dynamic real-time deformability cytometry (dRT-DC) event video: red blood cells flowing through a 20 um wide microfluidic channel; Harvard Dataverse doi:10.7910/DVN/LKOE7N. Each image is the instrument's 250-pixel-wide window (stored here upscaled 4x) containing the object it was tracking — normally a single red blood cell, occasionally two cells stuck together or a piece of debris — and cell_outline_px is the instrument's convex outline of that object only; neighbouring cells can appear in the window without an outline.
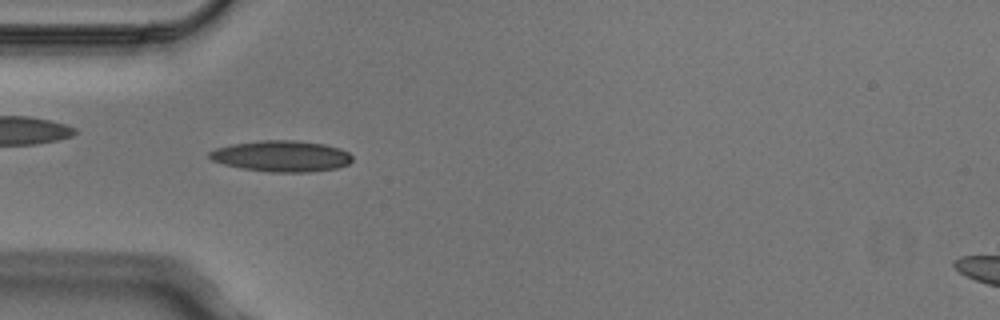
{"species": "Egyptian fruit bat (a non-hibernating species)", "species_latin": "Rousettus aegyptiacus", "temperature_condition": "cold", "stored_images_in_passage": 8, "camera_frame_rate_fps": 3000, "um_per_image_px": 0.085, "animal": {"sex": "male"}, "frame": {"image": 1, "passage_image": 5, "time_ms": 1.333, "image_size_px": [1000, 320], "cell_outline_px": [[352, 160], [348, 164], [336, 168], [308, 172], [268, 172], [244, 168], [224, 164], [212, 160], [208, 156], [208, 152], [216, 148], [232, 144], [260, 140], [296, 140], [324, 144], [340, 148], [348, 152], [352, 156]], "centroid_in_image_um": [23.93, 13.26], "position_along_channel_um": 61.1, "area_um2": 25.84}}
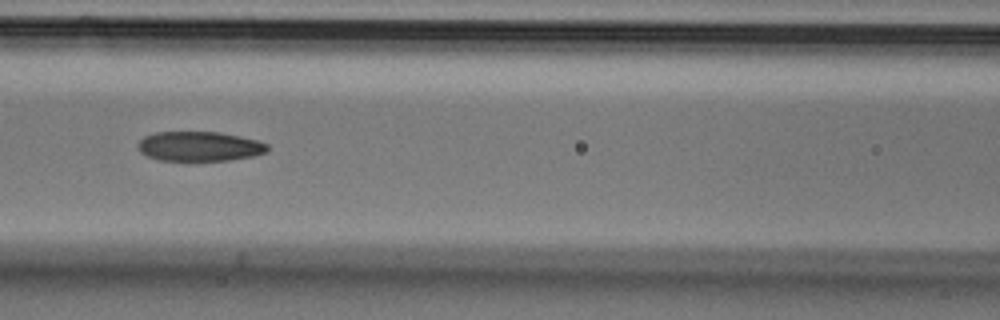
{"frame": {"image": 2, "passage_image": 7, "time_ms": 2.0, "image_size_px": [1000, 320], "cell_outline_px": [[268, 152], [252, 156], [228, 160], [192, 164], [188, 164], [156, 160], [140, 152], [136, 144], [144, 136], [156, 132], [220, 132], [240, 136], [256, 140], [268, 144]], "centroid_in_image_um": [16.9, 12.49], "position_along_channel_um": 149.7, "area_um2": 23.47}}
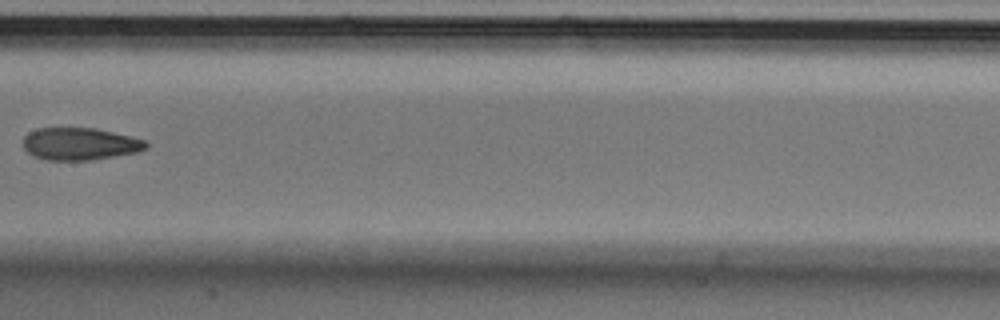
{"frame": {"image": 3, "passage_image": 8, "time_ms": 2.333, "image_size_px": [1000, 320], "cell_outline_px": [[148, 144], [144, 148], [136, 152], [88, 160], [44, 160], [32, 156], [24, 148], [24, 136], [28, 132], [36, 128], [96, 128], [144, 140]], "centroid_in_image_um": [6.71, 12.23], "position_along_channel_um": 200.7, "area_um2": 22.89}}